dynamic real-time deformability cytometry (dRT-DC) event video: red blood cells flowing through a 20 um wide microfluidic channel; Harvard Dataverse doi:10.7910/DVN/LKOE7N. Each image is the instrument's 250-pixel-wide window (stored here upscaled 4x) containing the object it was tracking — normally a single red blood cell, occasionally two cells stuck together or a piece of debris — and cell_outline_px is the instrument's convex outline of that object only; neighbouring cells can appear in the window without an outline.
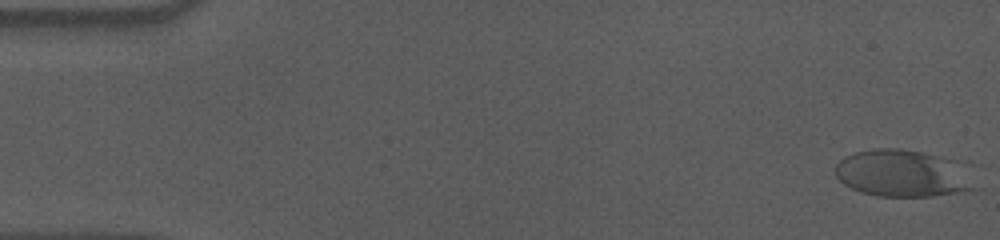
{"species": "human", "species_latin": "Homo sapiens", "temperature_condition": "cold", "stored_images_in_passage": 57, "camera_frame_rate_fps": 3000, "um_per_image_px": 0.085, "donor": {"sex": "male"}, "frame": {"image": 1, "passage_image": 1, "time_ms": 0.0, "image_size_px": [1000, 240], "cell_outline_px": [[980, 188], [932, 196], [876, 196], [860, 192], [844, 184], [836, 176], [836, 164], [844, 156], [856, 152], [876, 148], [900, 148], [924, 152], [968, 160], [972, 164]], "centroid_in_image_um": [76.96, 14.71], "position_along_channel_um": 8.0, "area_um2": 40.06}}
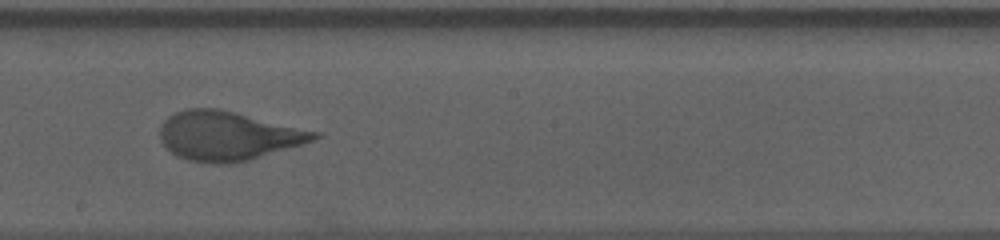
{"frame": {"image": 2, "passage_image": 32, "time_ms": 10.333, "image_size_px": [1000, 240], "cell_outline_px": [[320, 136], [316, 140], [304, 144], [248, 160], [224, 164], [216, 164], [188, 160], [176, 156], [160, 140], [160, 124], [168, 116], [184, 108], [220, 108], [320, 132]], "centroid_in_image_um": [19.37, 11.53], "position_along_channel_um": 228.8, "area_um2": 44.27}}
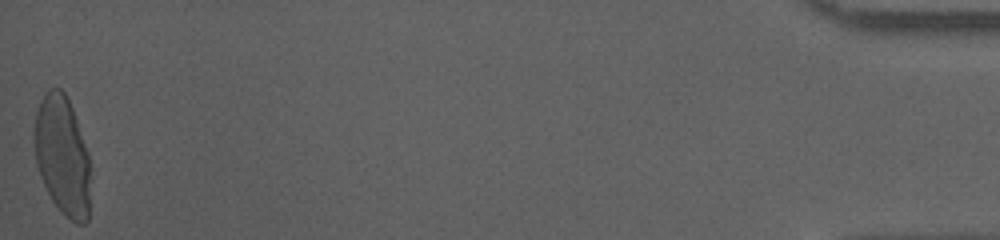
{"frame": {"image": 3, "passage_image": 57, "time_ms": 18.667, "image_size_px": [1000, 240], "cell_outline_px": [[88, 220], [84, 224], [76, 224], [64, 216], [52, 200], [40, 176], [36, 164], [32, 132], [36, 112], [40, 100], [44, 92], [48, 88], [60, 88], [64, 92], [72, 108], [88, 152]], "centroid_in_image_um": [5.25, 13.2], "position_along_channel_um": 429.9, "area_um2": 38.96}, "authors_computed_cell_mechanics": {"area_um2": 41.9628, "velocity_mm_per_s": 3.5695, "shape_relaxation_time_tau1_ms": 5.8625, "shape_relaxation_time_tau2_ms": null, "deformation_change_tau1": 0.2156, "deformation_change_tau2": null}}